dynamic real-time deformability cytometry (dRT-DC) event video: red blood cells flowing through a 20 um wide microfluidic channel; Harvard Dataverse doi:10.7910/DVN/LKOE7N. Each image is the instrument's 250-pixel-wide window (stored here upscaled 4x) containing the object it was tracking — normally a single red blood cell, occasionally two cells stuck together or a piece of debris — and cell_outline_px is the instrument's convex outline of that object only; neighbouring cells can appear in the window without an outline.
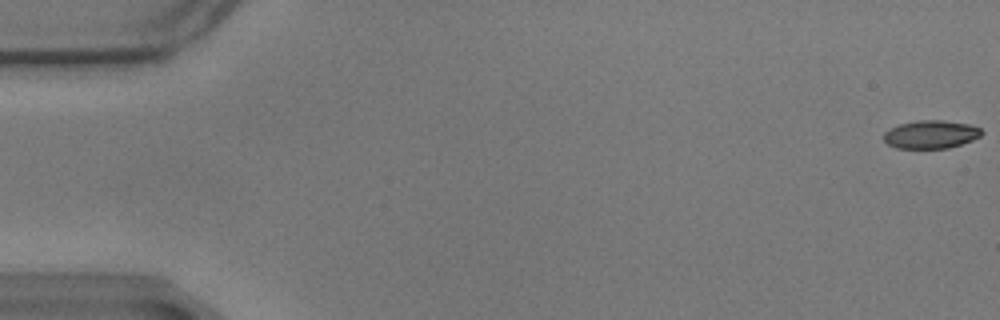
{"species": "common noctule bat (a hibernating species)", "species_latin": "Nyctalus noctula", "temperature_condition": "warm", "stored_images_in_passage": 59, "camera_frame_rate_fps": 3000, "um_per_image_px": 0.085, "animal": {"sex": "male", "body_mass_g": 17.9}, "frame": {"image": 1, "passage_image": 1, "time_ms": 0.0, "image_size_px": [1000, 320], "cell_outline_px": [[984, 132], [980, 136], [972, 140], [948, 148], [896, 148], [888, 144], [884, 140], [884, 132], [900, 124], [916, 120], [940, 120], [968, 124], [980, 128]], "centroid_in_image_um": [79.12, 11.42], "position_along_channel_um": 5.9, "area_um2": 15.9}}
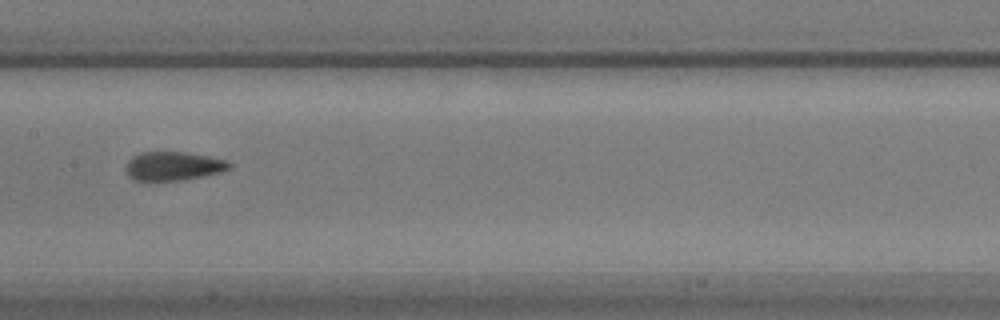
{"frame": {"image": 2, "passage_image": 30, "time_ms": 9.667, "image_size_px": [1000, 320], "cell_outline_px": [[232, 168], [220, 172], [184, 180], [136, 180], [128, 176], [128, 160], [132, 156], [140, 152], [184, 152], [208, 156], [228, 160], [232, 164]], "centroid_in_image_um": [14.78, 14.1], "position_along_channel_um": 192.6, "area_um2": 17.22}}
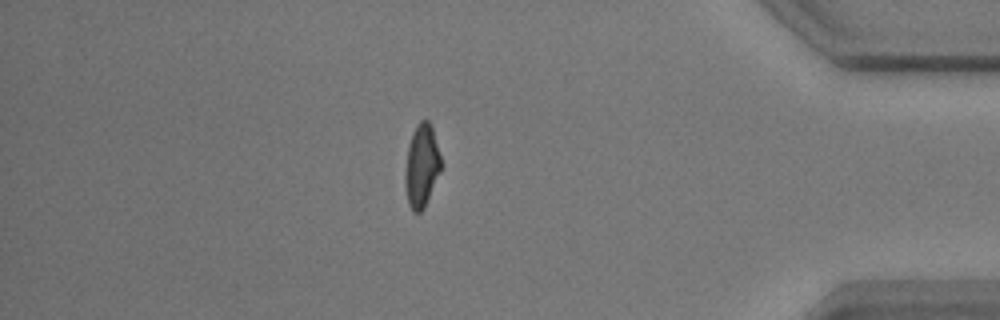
{"frame": {"image": 3, "passage_image": 51, "time_ms": 16.667, "image_size_px": [1000, 320], "cell_outline_px": [[440, 168], [424, 208], [420, 212], [412, 212], [408, 204], [404, 184], [404, 168], [408, 144], [412, 132], [416, 124], [420, 120], [428, 120], [432, 124], [440, 156]], "centroid_in_image_um": [35.79, 14.05], "position_along_channel_um": 399.4, "area_um2": 17.4}}